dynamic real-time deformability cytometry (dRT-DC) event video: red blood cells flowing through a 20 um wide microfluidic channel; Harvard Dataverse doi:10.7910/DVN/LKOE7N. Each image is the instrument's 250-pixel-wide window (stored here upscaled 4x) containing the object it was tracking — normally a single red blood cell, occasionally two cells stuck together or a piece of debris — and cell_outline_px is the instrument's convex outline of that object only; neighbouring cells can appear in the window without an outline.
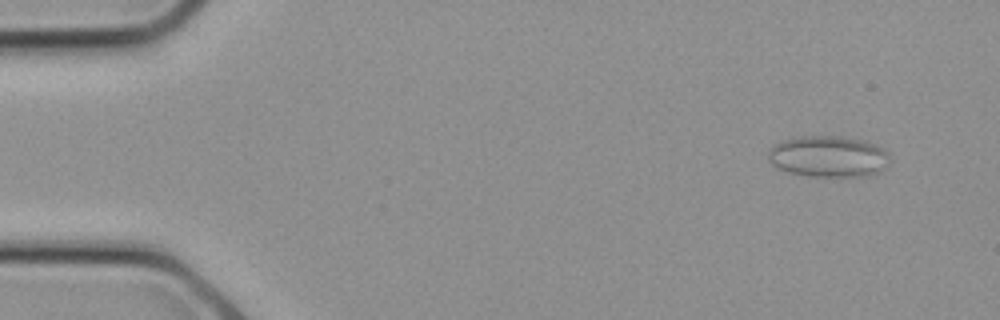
{"species": "common noctule bat (a hibernating species)", "species_latin": "Nyctalus noctula", "temperature_condition": "cold", "stored_images_in_passage": 11, "camera_frame_rate_fps": 3000, "um_per_image_px": 0.085, "animal": {"sex": "female", "body_mass_g": 21.9}, "frame": {"image": 1, "passage_image": 2, "time_ms": 0.333, "image_size_px": [1000, 320], "cell_outline_px": [[892, 160], [888, 168], [872, 176], [808, 176], [788, 172], [772, 164], [768, 160], [768, 148], [772, 144], [796, 136], [840, 136], [868, 140], [884, 148], [888, 152]], "centroid_in_image_um": [70.48, 13.29], "position_along_channel_um": 14.5, "area_um2": 30.11}}
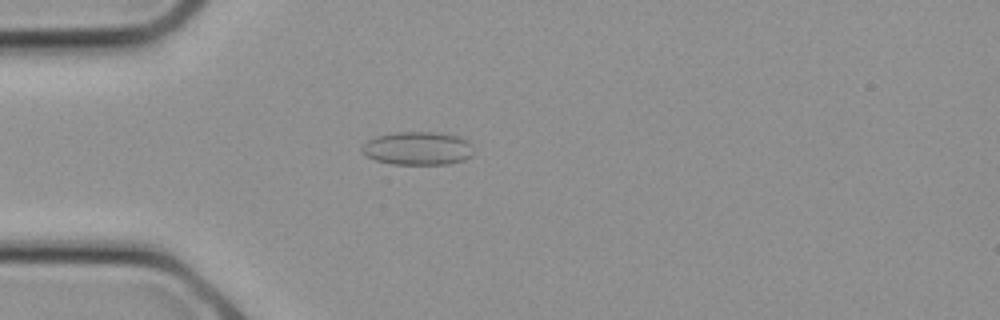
{"frame": {"image": 2, "passage_image": 7, "time_ms": 2.0, "image_size_px": [1000, 320], "cell_outline_px": [[472, 156], [464, 160], [452, 164], [392, 164], [376, 160], [364, 156], [360, 152], [360, 148], [368, 140], [376, 136], [396, 132], [436, 132], [456, 136], [468, 140], [472, 144]], "centroid_in_image_um": [35.49, 12.62], "position_along_channel_um": 49.5, "area_um2": 21.91}}
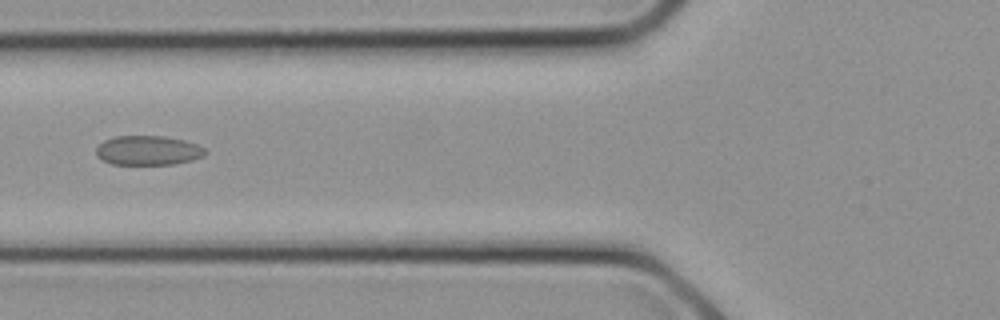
{"frame": {"image": 3, "passage_image": 10, "time_ms": 3.0, "image_size_px": [1000, 320], "cell_outline_px": [[208, 152], [204, 156], [192, 160], [172, 164], [112, 164], [100, 160], [96, 156], [96, 148], [104, 140], [116, 136], [164, 136], [184, 140], [196, 144], [204, 148]], "centroid_in_image_um": [12.57, 12.79], "position_along_channel_um": 113.2, "area_um2": 18.79}}